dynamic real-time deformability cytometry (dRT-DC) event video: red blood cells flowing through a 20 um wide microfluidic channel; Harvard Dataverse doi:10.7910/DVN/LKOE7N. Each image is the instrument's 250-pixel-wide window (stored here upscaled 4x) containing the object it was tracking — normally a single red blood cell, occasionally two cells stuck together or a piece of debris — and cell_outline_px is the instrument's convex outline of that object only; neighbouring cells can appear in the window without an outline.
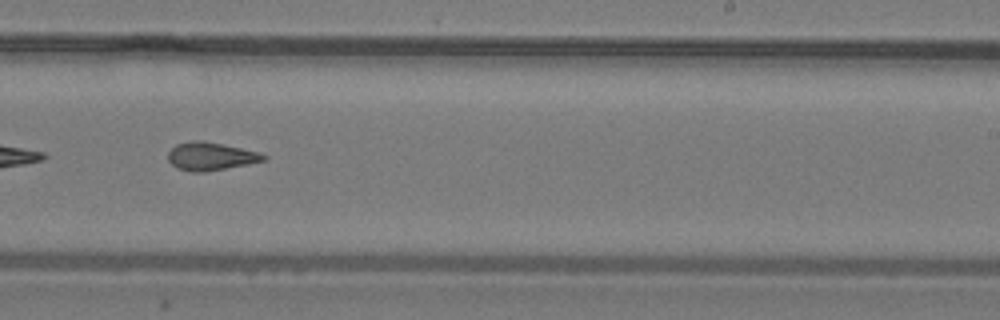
{"species": "common noctule bat (a hibernating species)", "species_latin": "Nyctalus noctula", "temperature_condition": "warm", "stored_images_in_passage": 32, "camera_frame_rate_fps": 3000, "um_per_image_px": 0.085, "animal": {"sex": "male", "body_mass_g": 19.2, "forearm_length_mm": 51.8}, "frame": {"image": 1, "passage_image": 19, "time_ms": 6.0, "image_size_px": [1000, 320], "cell_outline_px": [[268, 160], [248, 164], [204, 172], [192, 172], [176, 168], [168, 160], [168, 152], [176, 144], [192, 140], [204, 140], [240, 148], [256, 152], [268, 156]], "centroid_in_image_um": [17.89, 13.29], "position_along_channel_um": 271.1, "area_um2": 15.61}}